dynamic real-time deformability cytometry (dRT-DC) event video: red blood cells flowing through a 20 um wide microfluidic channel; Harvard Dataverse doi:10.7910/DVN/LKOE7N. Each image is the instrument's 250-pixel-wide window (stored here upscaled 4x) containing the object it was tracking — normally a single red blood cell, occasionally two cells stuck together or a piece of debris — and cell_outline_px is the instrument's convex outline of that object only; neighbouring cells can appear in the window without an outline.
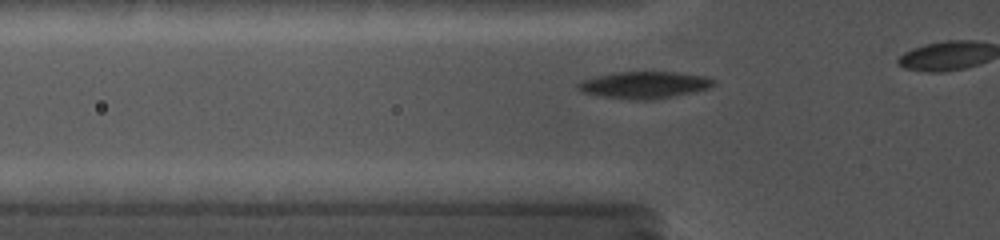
{"species": "common noctule bat (a hibernating species)", "species_latin": "Nyctalus noctula", "temperature_condition": "cold", "stored_images_in_passage": 6, "camera_frame_rate_fps": 5000, "um_per_image_px": 0.085, "animal": {"sex": "female", "body_mass_g": 19.0, "forearm_length_mm": 56.7}, "frame": {"image": 1, "passage_image": 3, "time_ms": 1.4, "image_size_px": [1000, 240], "cell_outline_px": [[716, 84], [708, 88], [692, 92], [652, 100], [632, 100], [600, 96], [584, 92], [576, 88], [576, 84], [584, 80], [596, 76], [616, 72], [676, 72], [704, 76], [716, 80]], "centroid_in_image_um": [54.77, 7.22], "position_along_channel_um": 71.0, "area_um2": 21.15}}